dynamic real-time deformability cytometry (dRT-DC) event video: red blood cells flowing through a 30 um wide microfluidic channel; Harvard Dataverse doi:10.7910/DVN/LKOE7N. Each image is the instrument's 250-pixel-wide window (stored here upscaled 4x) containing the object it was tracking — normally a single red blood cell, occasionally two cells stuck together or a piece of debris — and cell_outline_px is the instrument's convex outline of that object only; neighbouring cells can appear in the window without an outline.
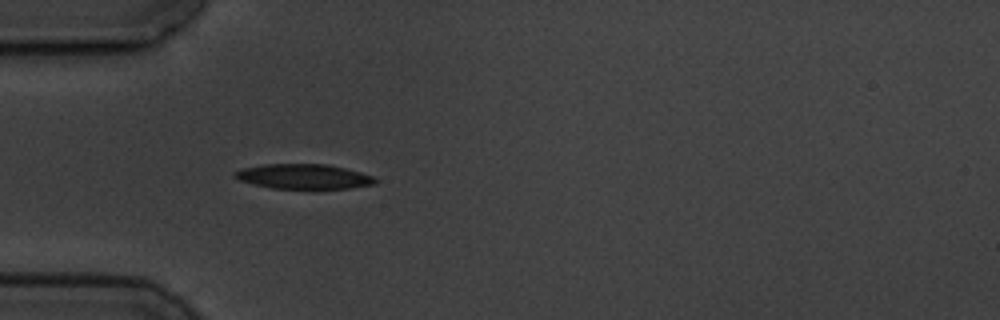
{"species": "common noctule bat (a hibernating species)", "species_latin": "Nyctalus noctula", "temperature_condition": "cold", "stored_images_in_passage": 5, "camera_frame_rate_fps": 3000, "um_per_image_px": 0.085, "animal": {"sex": "male", "body_mass_g": 19.5, "forearm_length_mm": 54.6}, "frame": {"image": 1, "passage_image": 5, "time_ms": 5.667, "image_size_px": [1000, 320], "cell_outline_px": [[380, 180], [376, 184], [352, 188], [316, 192], [312, 192], [272, 188], [252, 184], [240, 180], [232, 176], [232, 172], [244, 168], [264, 164], [328, 164], [360, 172], [372, 176]], "centroid_in_image_um": [25.86, 15.06], "position_along_channel_um": 59.1, "area_um2": 21.56}}